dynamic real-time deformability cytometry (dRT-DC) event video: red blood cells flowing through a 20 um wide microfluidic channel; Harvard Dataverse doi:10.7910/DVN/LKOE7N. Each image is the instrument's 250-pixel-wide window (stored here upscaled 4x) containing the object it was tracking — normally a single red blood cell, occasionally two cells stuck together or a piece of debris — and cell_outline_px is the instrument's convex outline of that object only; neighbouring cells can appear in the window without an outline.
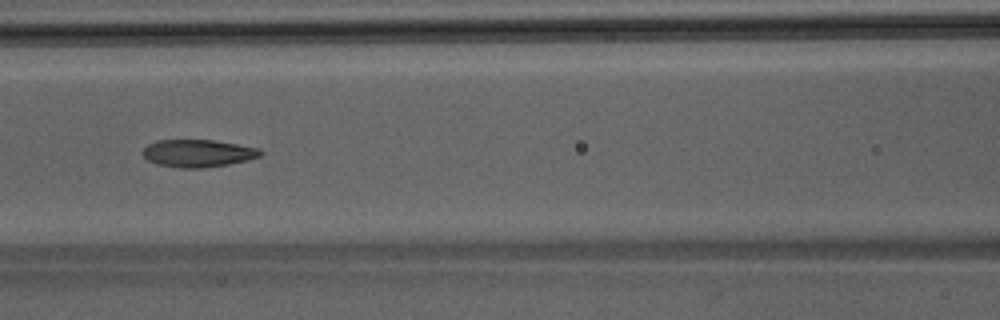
{"species": "Egyptian fruit bat (a non-hibernating species)", "species_latin": "Rousettus aegyptiacus", "temperature_condition": "room temperature", "stored_images_in_passage": 44, "camera_frame_rate_fps": 3000, "um_per_image_px": 0.085, "animal": {"sex": "male"}, "frame": {"image": 1, "passage_image": 20, "time_ms": 6.333, "image_size_px": [1000, 320], "cell_outline_px": [[264, 152], [260, 156], [248, 160], [228, 164], [200, 168], [176, 168], [156, 164], [148, 160], [140, 152], [148, 144], [156, 140], [212, 140], [260, 148]], "centroid_in_image_um": [16.8, 13.03], "position_along_channel_um": 149.8, "area_um2": 18.96}}
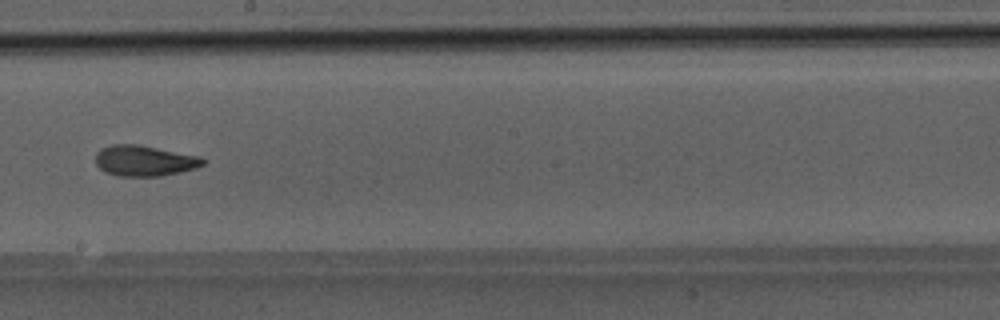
{"frame": {"image": 2, "passage_image": 26, "time_ms": 8.333, "image_size_px": [1000, 320], "cell_outline_px": [[204, 164], [196, 168], [180, 172], [160, 176], [116, 176], [104, 172], [96, 164], [96, 152], [100, 148], [112, 144], [140, 144], [200, 156], [204, 160]], "centroid_in_image_um": [12.25, 13.65], "position_along_channel_um": 235.9, "area_um2": 19.42}}
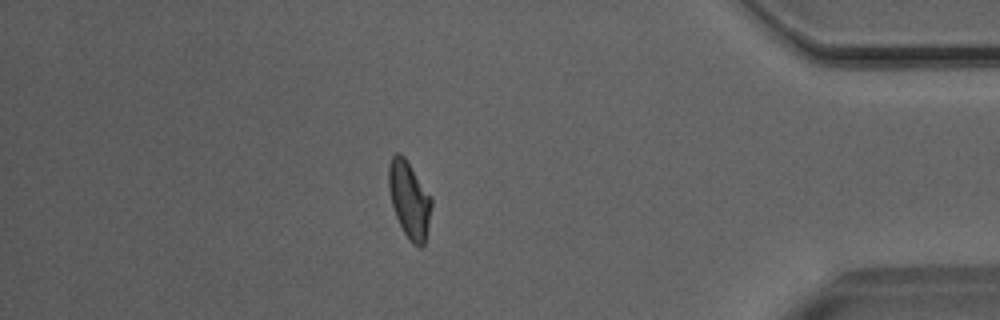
{"frame": {"image": 3, "passage_image": 40, "time_ms": 13.0, "image_size_px": [1000, 320], "cell_outline_px": [[432, 204], [424, 244], [420, 248], [412, 244], [408, 240], [396, 216], [392, 204], [388, 188], [388, 168], [392, 156], [396, 152], [400, 152], [404, 156], [432, 196]], "centroid_in_image_um": [34.79, 16.95], "position_along_channel_um": 400.4, "area_um2": 19.19}}